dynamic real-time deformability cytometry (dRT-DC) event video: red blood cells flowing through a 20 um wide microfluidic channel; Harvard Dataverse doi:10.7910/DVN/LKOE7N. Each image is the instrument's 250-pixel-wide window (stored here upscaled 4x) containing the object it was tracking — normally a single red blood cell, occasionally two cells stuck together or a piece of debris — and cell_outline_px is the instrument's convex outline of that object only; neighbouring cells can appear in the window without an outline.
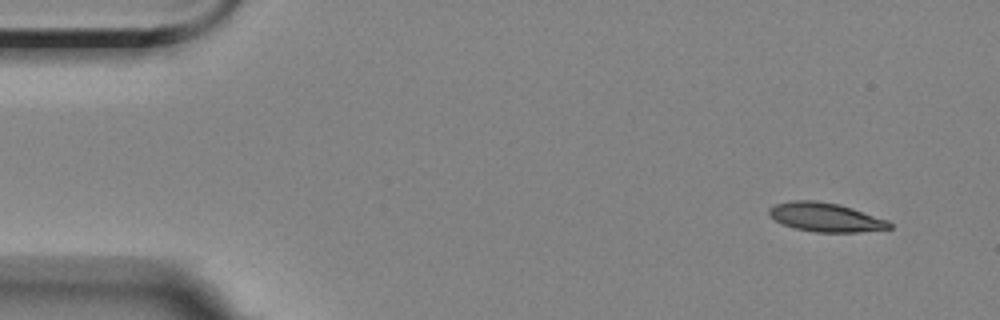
{"species": "Egyptian fruit bat (a non-hibernating species)", "species_latin": "Rousettus aegyptiacus", "temperature_condition": "room temperature", "stored_images_in_passage": 4, "camera_frame_rate_fps": 3000, "um_per_image_px": 0.085, "animal": {"sex": "female"}, "frame": {"image": 1, "passage_image": 1, "time_ms": 0.0, "image_size_px": [1000, 320], "cell_outline_px": [[892, 228], [860, 232], [816, 232], [796, 228], [784, 224], [768, 216], [768, 208], [776, 204], [792, 200], [816, 200], [840, 204], [888, 220], [892, 224]], "centroid_in_image_um": [70.17, 18.46], "position_along_channel_um": 14.8, "area_um2": 20.29}}
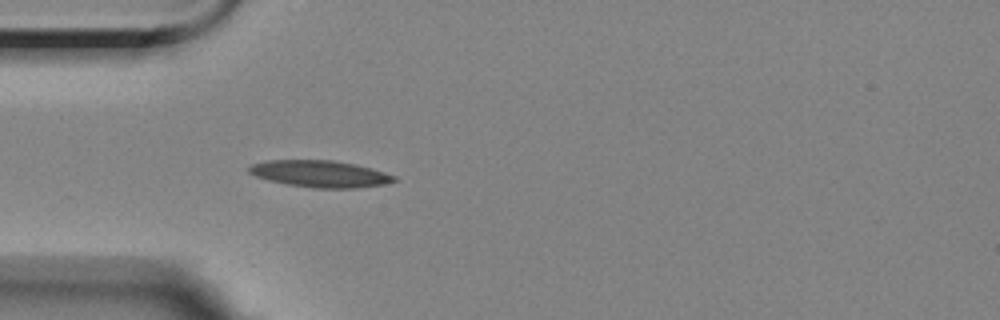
{"frame": {"image": 2, "passage_image": 4, "time_ms": 4.0, "image_size_px": [1000, 320], "cell_outline_px": [[396, 180], [384, 184], [356, 188], [312, 188], [288, 184], [268, 180], [256, 176], [248, 172], [248, 168], [252, 164], [268, 160], [332, 160], [356, 164], [372, 168], [396, 176]], "centroid_in_image_um": [27.21, 14.77], "position_along_channel_um": 57.8, "area_um2": 22.6}}